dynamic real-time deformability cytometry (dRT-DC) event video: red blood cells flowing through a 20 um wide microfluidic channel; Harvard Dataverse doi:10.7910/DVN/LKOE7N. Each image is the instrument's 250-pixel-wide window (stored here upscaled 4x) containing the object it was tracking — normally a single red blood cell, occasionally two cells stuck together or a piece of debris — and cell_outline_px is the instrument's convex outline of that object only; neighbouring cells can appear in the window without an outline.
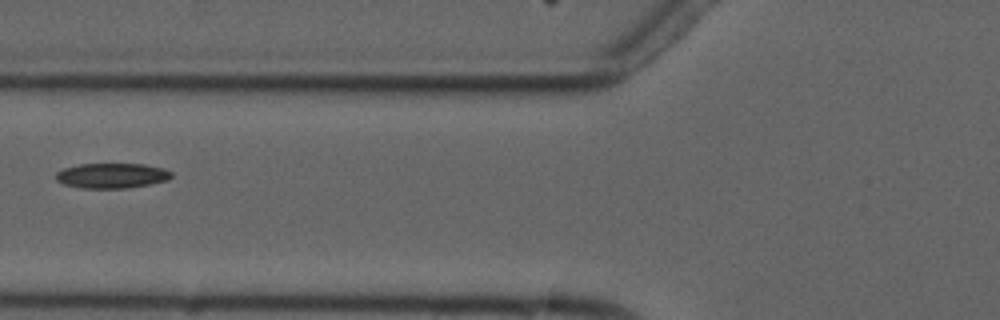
{"species": "common noctule bat (a hibernating species)", "species_latin": "Nyctalus noctula", "temperature_condition": "cold", "stored_images_in_passage": 6, "camera_frame_rate_fps": 3000, "um_per_image_px": 0.085, "animal": {"sex": "male", "forearm_length_mm": 52.5}, "frame": {"image": 1, "passage_image": 6, "time_ms": 6.333, "image_size_px": [1000, 320], "cell_outline_px": [[172, 176], [168, 180], [128, 188], [80, 188], [64, 184], [56, 180], [56, 172], [64, 168], [80, 164], [144, 164], [164, 168], [172, 172]], "centroid_in_image_um": [9.51, 14.93], "position_along_channel_um": 116.3, "area_um2": 16.88}}